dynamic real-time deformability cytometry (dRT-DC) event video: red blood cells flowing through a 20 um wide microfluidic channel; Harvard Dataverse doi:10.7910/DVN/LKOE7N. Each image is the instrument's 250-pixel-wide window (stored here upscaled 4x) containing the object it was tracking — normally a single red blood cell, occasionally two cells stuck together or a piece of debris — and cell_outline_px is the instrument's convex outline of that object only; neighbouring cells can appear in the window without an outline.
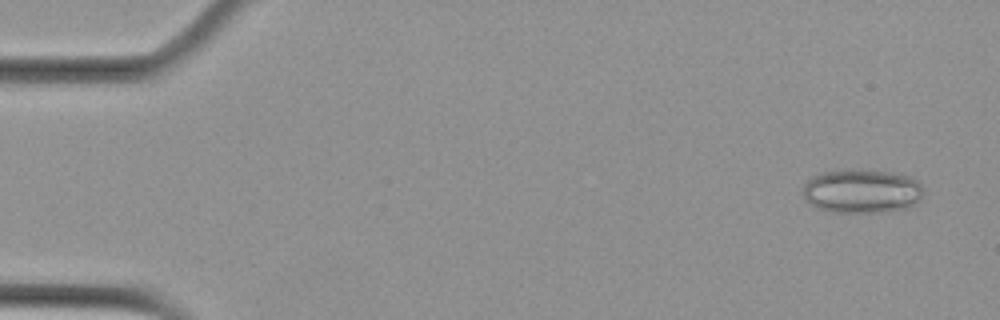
{"species": "Egyptian fruit bat (a non-hibernating species)", "species_latin": "Rousettus aegyptiacus", "temperature_condition": "cold", "stored_images_in_passage": 5, "camera_frame_rate_fps": 3000, "um_per_image_px": 0.085, "animal": {"sex": "female"}, "frame": {"image": 1, "passage_image": 1, "time_ms": 0.0, "image_size_px": [1000, 320], "cell_outline_px": [[924, 192], [920, 200], [904, 208], [876, 212], [832, 212], [820, 208], [804, 200], [800, 192], [804, 184], [812, 176], [824, 172], [840, 168], [856, 168], [892, 172], [908, 176], [916, 180], [924, 188]], "centroid_in_image_um": [73.21, 16.21], "position_along_channel_um": 11.8, "area_um2": 31.33}}